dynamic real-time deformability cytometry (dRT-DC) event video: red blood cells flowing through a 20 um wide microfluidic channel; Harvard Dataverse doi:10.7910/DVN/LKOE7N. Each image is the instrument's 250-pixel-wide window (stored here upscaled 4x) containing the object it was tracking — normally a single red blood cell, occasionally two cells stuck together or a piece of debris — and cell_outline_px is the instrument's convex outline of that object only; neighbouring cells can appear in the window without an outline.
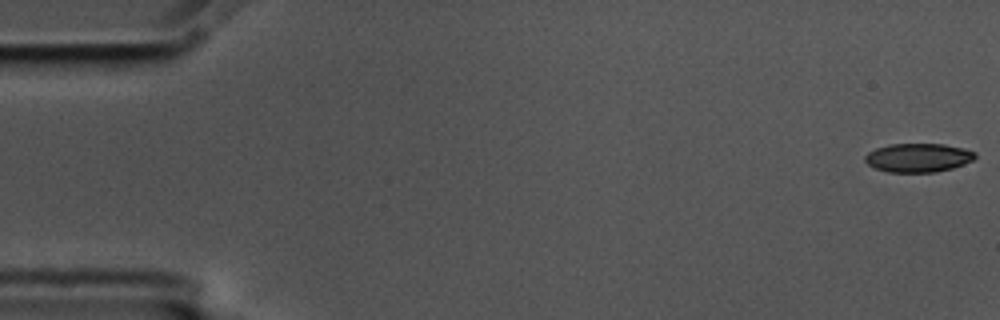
{"species": "common noctule bat (a hibernating species)", "species_latin": "Nyctalus noctula", "temperature_condition": "cold", "stored_images_in_passage": 56, "camera_frame_rate_fps": 3000, "um_per_image_px": 0.085, "animal": {"sex": "male", "body_mass_g": 17.5, "forearm_length_mm": 52.3}, "frame": {"image": 1, "passage_image": 1, "time_ms": 0.0, "image_size_px": [1000, 320], "cell_outline_px": [[976, 156], [972, 160], [964, 164], [952, 168], [936, 172], [888, 172], [876, 168], [868, 164], [864, 160], [864, 156], [868, 152], [876, 148], [888, 144], [944, 144], [964, 148], [976, 152]], "centroid_in_image_um": [78.04, 13.4], "position_along_channel_um": 7.0, "area_um2": 18.5}}
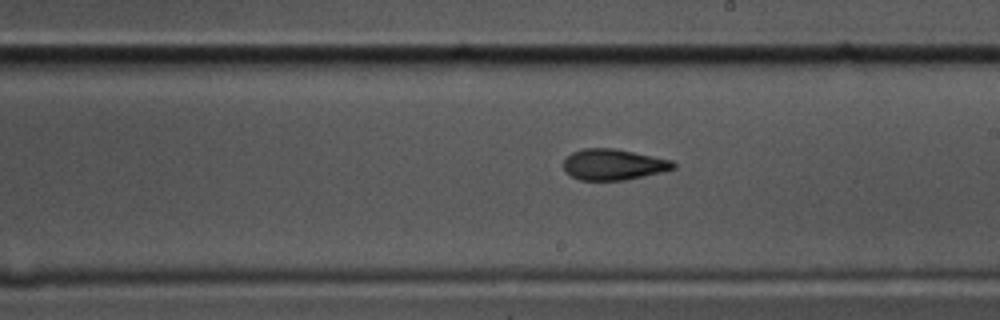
{"frame": {"image": 2, "passage_image": 32, "time_ms": 10.333, "image_size_px": [1000, 320], "cell_outline_px": [[676, 168], [644, 176], [624, 180], [580, 180], [564, 172], [564, 160], [572, 152], [584, 148], [612, 148], [672, 160], [676, 164]], "centroid_in_image_um": [52.12, 13.99], "position_along_channel_um": 236.9, "area_um2": 19.65}}
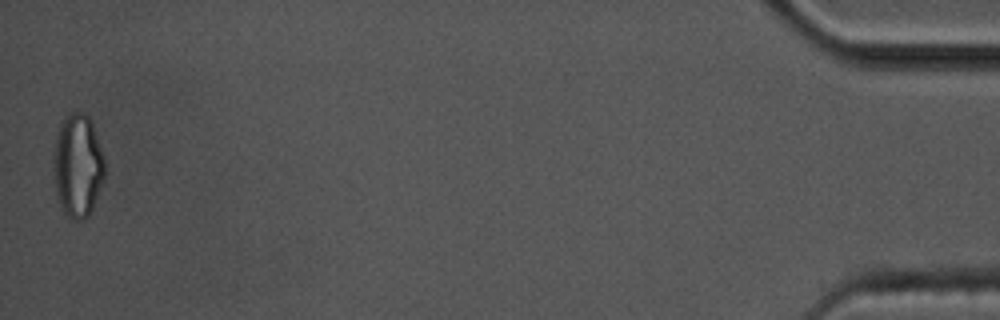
{"frame": {"image": 3, "passage_image": 56, "time_ms": 18.333, "image_size_px": [1000, 320], "cell_outline_px": [[104, 180], [92, 208], [88, 216], [84, 220], [72, 220], [64, 212], [60, 204], [56, 192], [52, 152], [56, 132], [60, 124], [72, 112], [84, 112], [88, 116], [92, 124], [104, 156]], "centroid_in_image_um": [6.59, 14.08], "position_along_channel_um": 428.6, "area_um2": 30.87}, "authors_computed_cell_mechanics": {"area_um2": 20.1722, "velocity_mm_per_s": 3.5736, "shape_relaxation_time_tau1_ms": 7.1656, "shape_relaxation_time_tau2_ms": 3.0183, "deformation_change_tau1": 0.1551, "deformation_change_tau2": 0.0909}}